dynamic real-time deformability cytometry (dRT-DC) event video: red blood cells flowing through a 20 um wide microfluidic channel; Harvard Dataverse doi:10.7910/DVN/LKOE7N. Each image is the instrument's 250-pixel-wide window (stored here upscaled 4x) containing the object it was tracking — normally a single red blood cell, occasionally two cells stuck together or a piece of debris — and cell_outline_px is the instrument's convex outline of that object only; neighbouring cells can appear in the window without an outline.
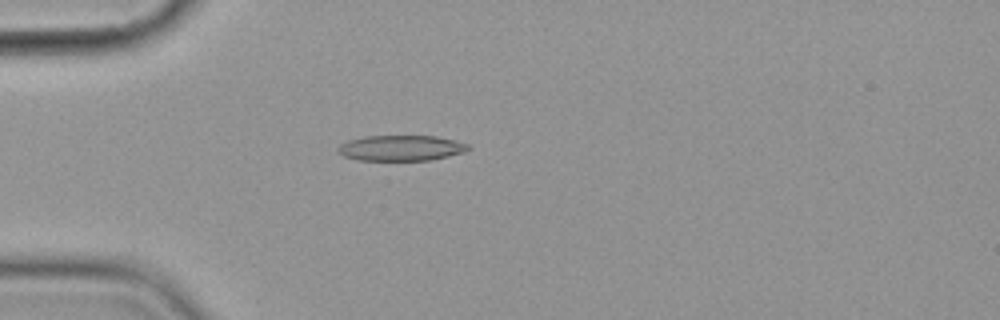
{"species": "common noctule bat (a hibernating species)", "species_latin": "Nyctalus noctula", "temperature_condition": "cold", "stored_images_in_passage": 4, "camera_frame_rate_fps": 3000, "um_per_image_px": 0.085, "animal": {"sex": "female", "body_mass_g": 19.9}, "frame": {"image": 1, "passage_image": 3, "time_ms": 2.667, "image_size_px": [1000, 320], "cell_outline_px": [[472, 148], [464, 152], [432, 160], [356, 160], [344, 156], [336, 152], [336, 148], [340, 144], [348, 140], [364, 136], [436, 136], [468, 144]], "centroid_in_image_um": [34.05, 12.58], "position_along_channel_um": 51.0, "area_um2": 19.48}}